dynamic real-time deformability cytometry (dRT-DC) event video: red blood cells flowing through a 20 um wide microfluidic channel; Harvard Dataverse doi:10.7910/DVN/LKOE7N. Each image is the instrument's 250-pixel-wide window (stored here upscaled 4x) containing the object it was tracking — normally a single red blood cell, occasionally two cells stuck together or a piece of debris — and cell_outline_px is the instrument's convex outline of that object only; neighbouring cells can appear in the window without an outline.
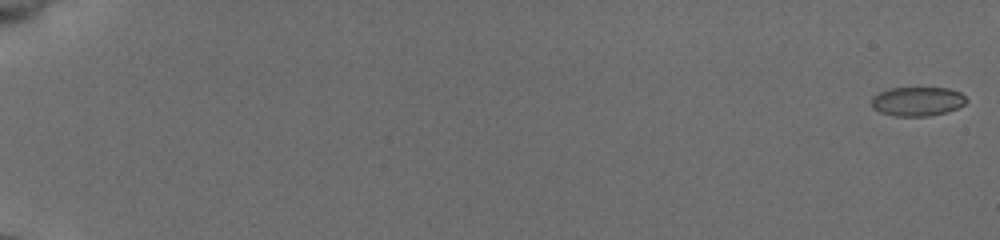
{"species": "common noctule bat (a hibernating species)", "species_latin": "Nyctalus noctula", "temperature_condition": "cold", "stored_images_in_passage": 55, "camera_frame_rate_fps": 3000, "um_per_image_px": 0.085, "animal": {"sex": "female", "body_mass_g": 19.5, "forearm_length_mm": 54.1}, "frame": {"image": 1, "passage_image": 1, "time_ms": 0.0, "image_size_px": [1000, 240], "cell_outline_px": [[968, 100], [964, 104], [948, 112], [928, 116], [896, 116], [880, 112], [872, 108], [872, 96], [888, 88], [948, 88], [960, 92]], "centroid_in_image_um": [77.97, 8.62], "position_along_channel_um": 7.0, "area_um2": 16.13}}
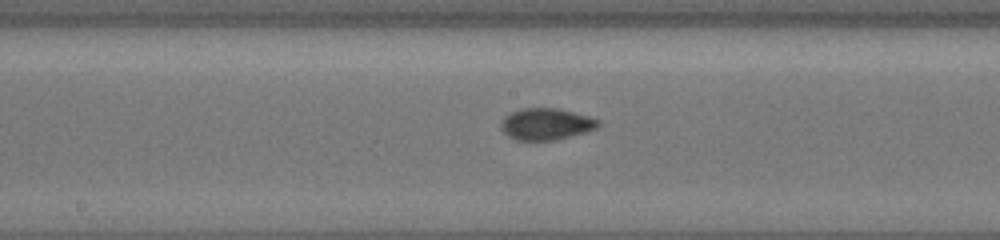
{"frame": {"image": 2, "passage_image": 32, "time_ms": 10.333, "image_size_px": [1000, 240], "cell_outline_px": [[600, 124], [596, 128], [588, 132], [556, 140], [516, 140], [508, 136], [500, 128], [500, 124], [504, 116], [512, 112], [524, 108], [556, 108], [588, 116], [600, 120]], "centroid_in_image_um": [46.42, 10.55], "position_along_channel_um": 201.8, "area_um2": 17.98}}
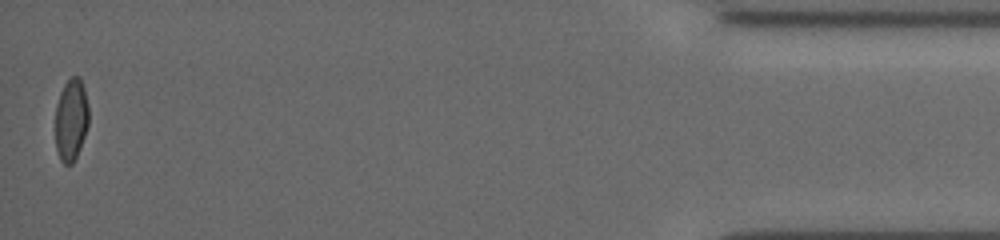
{"frame": {"image": 3, "passage_image": 55, "time_ms": 18.0, "image_size_px": [1000, 240], "cell_outline_px": [[88, 124], [80, 148], [72, 164], [64, 164], [60, 160], [56, 148], [56, 104], [60, 92], [64, 84], [72, 76], [80, 76], [84, 88], [88, 104]], "centroid_in_image_um": [6.04, 10.15], "position_along_channel_um": 429.2, "area_um2": 15.95}, "authors_computed_cell_mechanics": {"area_um2": 16.8776, "velocity_mm_per_s": 3.9258, "shape_relaxation_time_tau1_ms": 4.802, "shape_relaxation_time_tau2_ms": null, "deformation_change_tau1": 0.1058, "deformation_change_tau2": null}}